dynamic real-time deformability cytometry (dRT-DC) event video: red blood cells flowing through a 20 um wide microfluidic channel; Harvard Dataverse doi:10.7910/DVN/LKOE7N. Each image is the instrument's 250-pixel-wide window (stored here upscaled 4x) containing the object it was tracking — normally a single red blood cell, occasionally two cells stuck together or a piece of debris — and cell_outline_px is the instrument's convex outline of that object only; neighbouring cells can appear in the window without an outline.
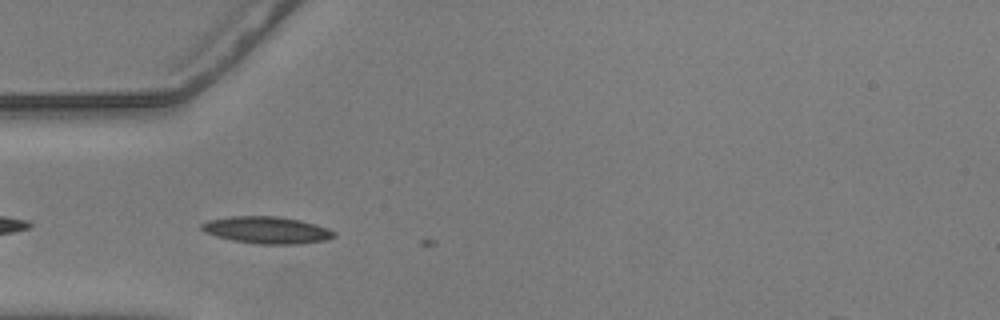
{"species": "common noctule bat (a hibernating species)", "species_latin": "Nyctalus noctula", "temperature_condition": "warm", "stored_images_in_passage": 5, "camera_frame_rate_fps": 3000, "um_per_image_px": 0.085, "animal": {"sex": "male", "body_mass_g": 20.5, "forearm_length_mm": 52.5}, "frame": {"image": 1, "passage_image": 4, "time_ms": 1.0, "image_size_px": [1000, 320], "cell_outline_px": [[336, 236], [328, 240], [296, 244], [256, 244], [232, 240], [216, 236], [204, 232], [200, 228], [200, 224], [208, 220], [232, 216], [276, 216], [300, 220], [328, 228], [336, 232]], "centroid_in_image_um": [22.68, 19.56], "position_along_channel_um": 62.3, "area_um2": 20.92}}